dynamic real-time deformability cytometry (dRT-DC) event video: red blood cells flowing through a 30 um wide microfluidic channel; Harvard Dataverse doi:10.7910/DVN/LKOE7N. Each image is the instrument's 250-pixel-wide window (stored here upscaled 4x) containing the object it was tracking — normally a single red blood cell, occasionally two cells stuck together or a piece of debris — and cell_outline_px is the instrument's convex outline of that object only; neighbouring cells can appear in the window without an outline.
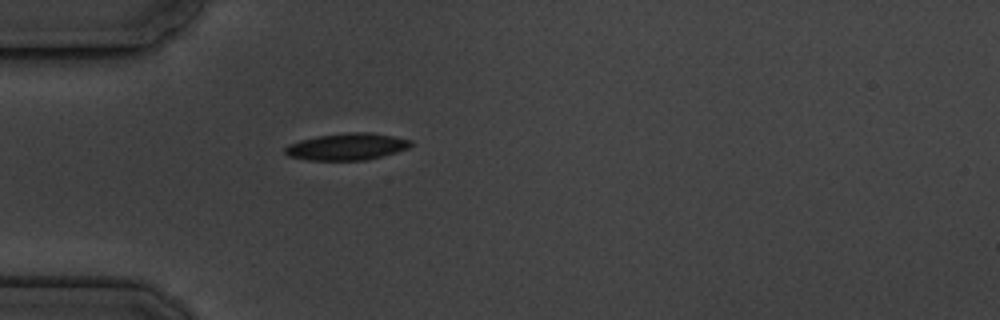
{"species": "common noctule bat (a hibernating species)", "species_latin": "Nyctalus noctula", "temperature_condition": "cold", "stored_images_in_passage": 3, "camera_frame_rate_fps": 3000, "um_per_image_px": 0.085, "animal": {"sex": "male", "body_mass_g": 19.5, "forearm_length_mm": 54.6}, "frame": {"image": 1, "passage_image": 3, "time_ms": 3.0, "image_size_px": [1000, 320], "cell_outline_px": [[412, 144], [408, 148], [396, 152], [364, 160], [308, 160], [288, 156], [284, 152], [284, 148], [288, 144], [300, 140], [316, 136], [348, 132], [372, 132], [412, 140]], "centroid_in_image_um": [29.46, 12.46], "position_along_channel_um": 55.5, "area_um2": 19.65}}